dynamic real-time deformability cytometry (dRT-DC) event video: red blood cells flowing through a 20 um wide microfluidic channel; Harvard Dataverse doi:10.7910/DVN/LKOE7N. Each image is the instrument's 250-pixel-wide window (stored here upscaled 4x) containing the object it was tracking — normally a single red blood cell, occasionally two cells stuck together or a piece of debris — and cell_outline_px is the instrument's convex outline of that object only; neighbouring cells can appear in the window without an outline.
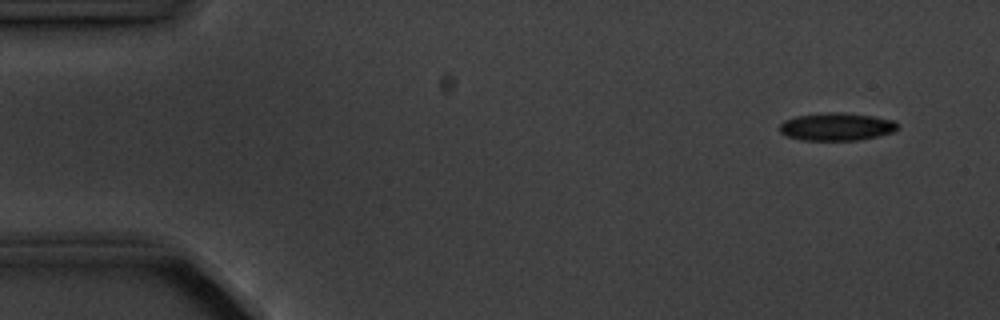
{"species": "common noctule bat (a hibernating species)", "species_latin": "Nyctalus noctula", "temperature_condition": "cold", "stored_images_in_passage": 5, "camera_frame_rate_fps": 3000, "um_per_image_px": 0.085, "animal": {"sex": "male", "body_mass_g": 20.1, "forearm_length_mm": 53.5}, "frame": {"image": 1, "passage_image": 2, "time_ms": 1.0, "image_size_px": [1000, 320], "cell_outline_px": [[896, 128], [892, 132], [860, 140], [800, 140], [788, 136], [780, 132], [780, 124], [784, 120], [796, 116], [828, 112], [844, 112], [872, 116], [892, 120], [896, 124]], "centroid_in_image_um": [71.06, 10.76], "position_along_channel_um": 13.9, "area_um2": 18.9}}
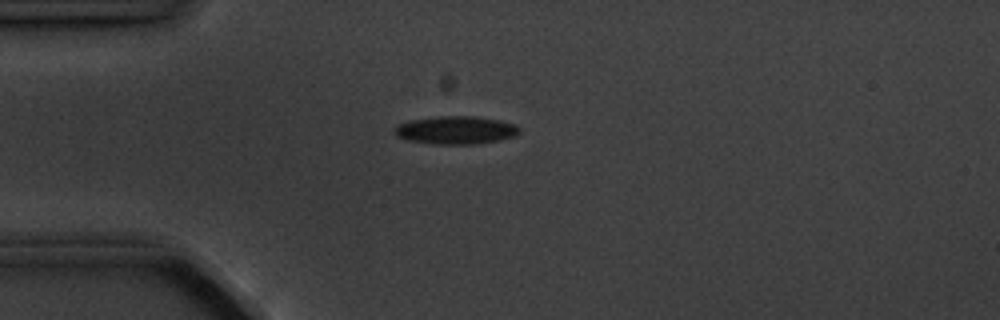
{"frame": {"image": 2, "passage_image": 5, "time_ms": 4.333, "image_size_px": [1000, 320], "cell_outline_px": [[520, 132], [516, 136], [476, 144], [432, 144], [408, 140], [396, 136], [392, 132], [392, 128], [408, 120], [436, 116], [476, 116], [500, 120], [516, 124], [520, 128]], "centroid_in_image_um": [38.72, 11.05], "position_along_channel_um": 46.3, "area_um2": 20.63}}